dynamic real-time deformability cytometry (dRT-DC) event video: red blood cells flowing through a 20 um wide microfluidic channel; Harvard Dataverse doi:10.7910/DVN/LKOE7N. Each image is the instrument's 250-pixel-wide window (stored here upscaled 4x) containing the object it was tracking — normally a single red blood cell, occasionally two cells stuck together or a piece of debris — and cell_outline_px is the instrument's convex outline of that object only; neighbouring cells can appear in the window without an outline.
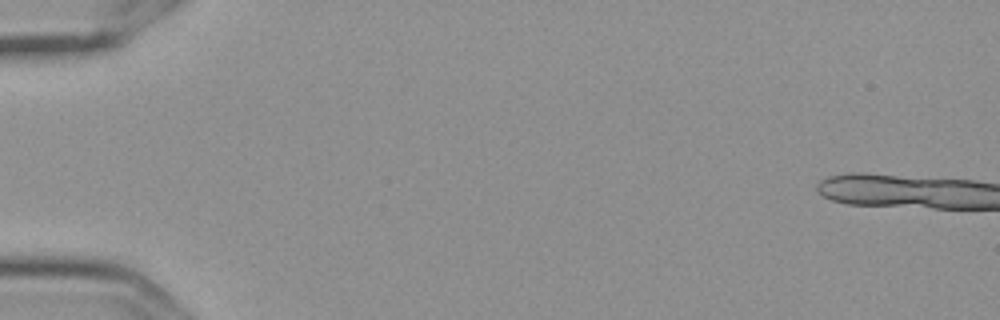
{"species": "Egyptian fruit bat (a non-hibernating species)", "species_latin": "Rousettus aegyptiacus", "temperature_condition": "cold", "stored_images_in_passage": 4, "segment_of_instrument_passage": [1, 2], "camera_frame_rate_fps": 3000, "um_per_image_px": 0.085, "frame": {"image": 1, "passage_image": 2, "time_ms": 0.333, "image_size_px": [1000, 320], "cell_outline_px": [[936, 204], [864, 204], [840, 200], [844, 176], [884, 176], [908, 180], [916, 184]], "centroid_in_image_um": [75.01, 16.24], "position_along_channel_um": 10.0, "area_um2": 15.43}}